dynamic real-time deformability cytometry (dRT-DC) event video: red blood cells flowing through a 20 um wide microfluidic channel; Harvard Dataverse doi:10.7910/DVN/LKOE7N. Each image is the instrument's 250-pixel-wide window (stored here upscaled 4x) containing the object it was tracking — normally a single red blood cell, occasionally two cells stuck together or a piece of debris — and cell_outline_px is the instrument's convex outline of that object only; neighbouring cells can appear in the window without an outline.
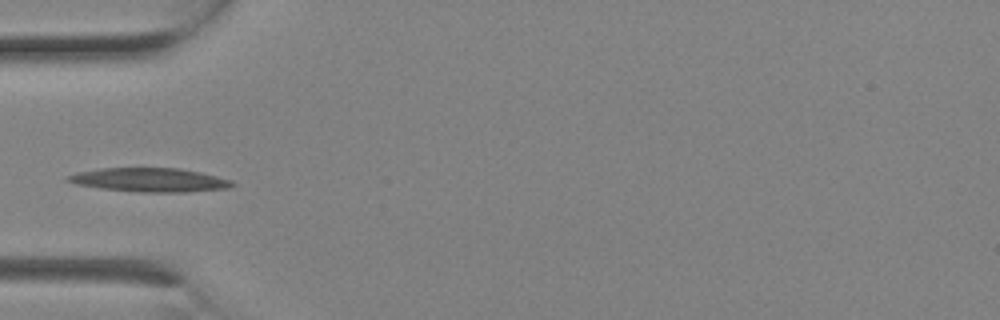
{"species": "Egyptian fruit bat (a non-hibernating species)", "species_latin": "Rousettus aegyptiacus", "temperature_condition": "room temperature", "stored_images_in_passage": 3, "camera_frame_rate_fps": 3000, "um_per_image_px": 0.085, "animal": {"sex": "female"}, "frame": {"image": 1, "passage_image": 3, "time_ms": 0.667, "image_size_px": [1000, 320], "cell_outline_px": [[236, 184], [232, 188], [184, 192], [140, 192], [100, 188], [76, 184], [64, 180], [64, 176], [76, 172], [100, 168], [180, 168], [200, 172], [232, 180]], "centroid_in_image_um": [12.7, 15.29], "position_along_channel_um": 72.3, "area_um2": 23.06}}